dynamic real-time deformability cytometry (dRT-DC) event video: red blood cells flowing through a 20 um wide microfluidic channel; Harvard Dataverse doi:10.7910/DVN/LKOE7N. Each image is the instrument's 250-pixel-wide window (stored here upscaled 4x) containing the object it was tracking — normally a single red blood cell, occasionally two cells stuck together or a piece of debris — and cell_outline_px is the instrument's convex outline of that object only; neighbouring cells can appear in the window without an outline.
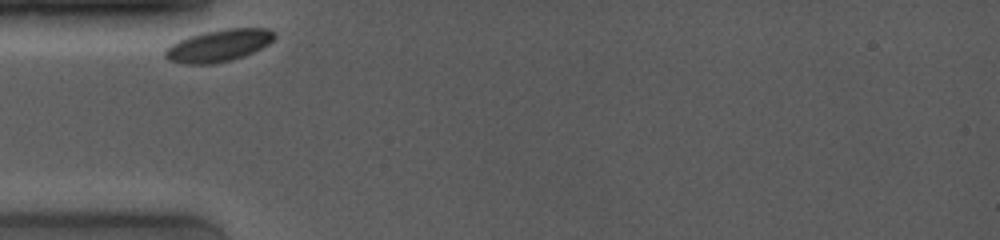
{"species": "common noctule bat (a hibernating species)", "species_latin": "Nyctalus noctula", "temperature_condition": "room temperature", "stored_images_in_passage": 11, "camera_frame_rate_fps": 4000, "um_per_image_px": 0.085, "animal": {"sex": "female", "body_mass_g": 19.0, "forearm_length_mm": 53.3}, "frame": {"image": 1, "passage_image": 1, "time_ms": 0.0, "image_size_px": [1000, 240], "cell_outline_px": [[276, 36], [268, 44], [244, 56], [232, 60], [212, 64], [188, 64], [168, 60], [164, 56], [164, 48], [188, 36], [204, 32], [228, 28], [268, 28], [276, 32]], "centroid_in_image_um": [18.58, 3.87], "position_along_channel_um": 66.4, "area_um2": 20.46}}
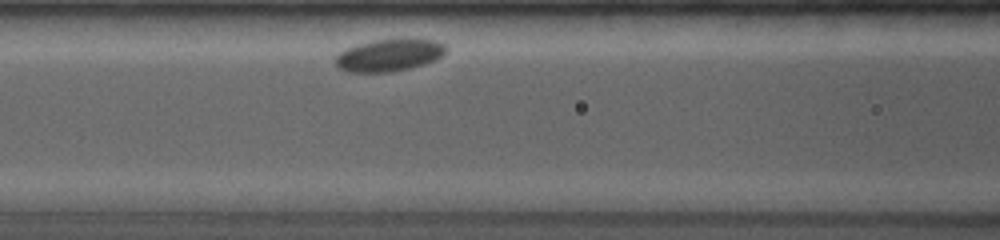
{"frame": {"image": 2, "passage_image": 4, "time_ms": 2.0, "image_size_px": [1000, 240], "cell_outline_px": [[444, 52], [436, 60], [424, 64], [392, 72], [348, 72], [336, 68], [336, 56], [344, 48], [356, 44], [372, 40], [436, 40], [444, 44]], "centroid_in_image_um": [32.99, 4.71], "position_along_channel_um": 133.6, "area_um2": 20.52}}
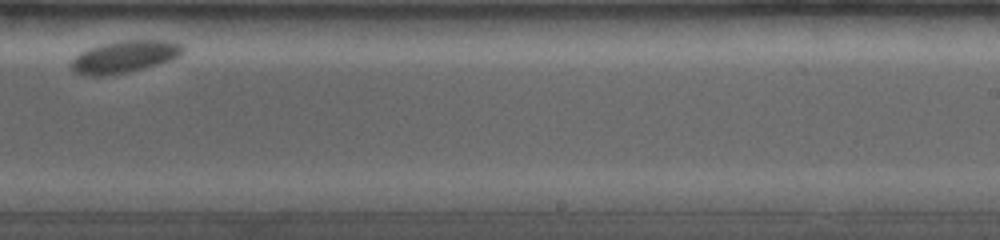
{"frame": {"image": 3, "passage_image": 10, "time_ms": 6.25, "image_size_px": [1000, 240], "cell_outline_px": [[184, 52], [180, 56], [172, 60], [160, 64], [128, 72], [104, 76], [84, 76], [76, 72], [68, 64], [80, 52], [88, 48], [100, 44], [120, 40], [172, 40], [184, 44]], "centroid_in_image_um": [10.62, 4.81], "position_along_channel_um": 278.4, "area_um2": 21.39}}